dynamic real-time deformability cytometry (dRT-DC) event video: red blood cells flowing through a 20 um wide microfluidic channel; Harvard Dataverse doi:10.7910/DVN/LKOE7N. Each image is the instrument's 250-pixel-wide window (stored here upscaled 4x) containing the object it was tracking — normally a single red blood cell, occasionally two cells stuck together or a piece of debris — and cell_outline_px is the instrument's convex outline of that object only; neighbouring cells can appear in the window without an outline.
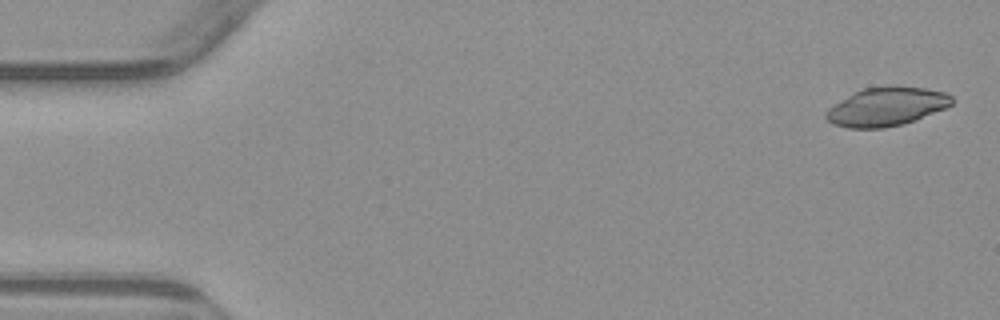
{"species": "common noctule bat (a hibernating species)", "species_latin": "Nyctalus noctula", "temperature_condition": "warm", "stored_images_in_passage": 4, "camera_frame_rate_fps": 3000, "um_per_image_px": 0.085, "animal": {"sex": "male", "body_mass_g": 23.1, "forearm_length_mm": 52.7}, "frame": {"image": 1, "passage_image": 1, "time_ms": 0.0, "image_size_px": [1000, 320], "cell_outline_px": [[956, 100], [952, 104], [944, 108], [916, 120], [904, 124], [884, 128], [848, 128], [832, 124], [824, 116], [824, 112], [828, 108], [848, 96], [864, 88], [888, 84], [892, 84], [924, 88], [944, 92], [952, 96]], "centroid_in_image_um": [75.36, 9.05], "position_along_channel_um": 9.6, "area_um2": 28.67}}